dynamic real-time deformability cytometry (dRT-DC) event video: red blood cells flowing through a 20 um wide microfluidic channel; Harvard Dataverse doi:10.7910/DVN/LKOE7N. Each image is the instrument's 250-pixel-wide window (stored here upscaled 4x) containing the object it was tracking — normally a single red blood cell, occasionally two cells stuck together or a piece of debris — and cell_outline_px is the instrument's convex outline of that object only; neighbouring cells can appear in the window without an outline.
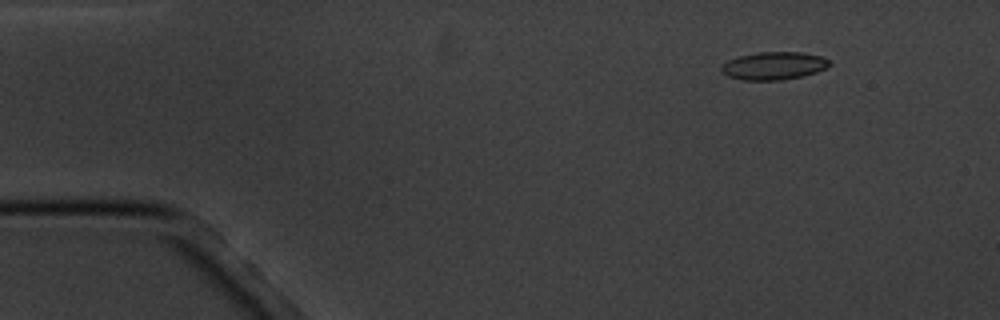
{"species": "common noctule bat (a hibernating species)", "species_latin": "Nyctalus noctula", "temperature_condition": "cold", "stored_images_in_passage": 6, "camera_frame_rate_fps": 3000, "um_per_image_px": 0.085, "animal": {"sex": "male", "body_mass_g": 20.1, "forearm_length_mm": 53.5}, "frame": {"image": 1, "passage_image": 2, "time_ms": 1.333, "image_size_px": [1000, 320], "cell_outline_px": [[832, 64], [828, 68], [804, 76], [780, 80], [744, 80], [728, 76], [720, 72], [720, 68], [728, 60], [740, 56], [756, 52], [800, 52], [820, 56], [828, 60]], "centroid_in_image_um": [65.78, 5.59], "position_along_channel_um": 19.2, "area_um2": 17.57}}
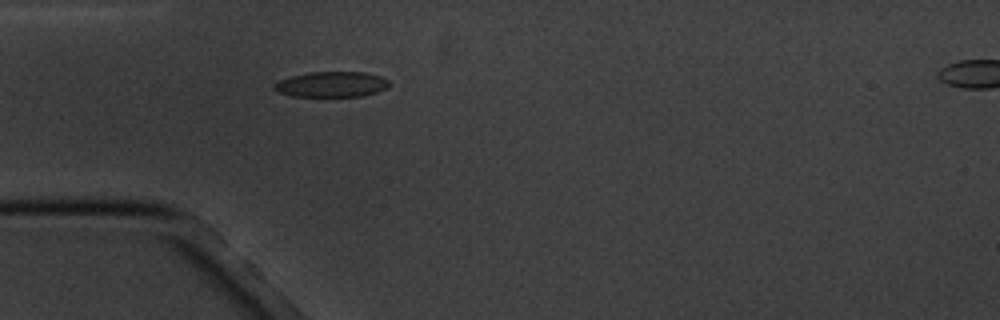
{"frame": {"image": 2, "passage_image": 5, "time_ms": 4.667, "image_size_px": [1000, 320], "cell_outline_px": [[388, 88], [364, 96], [292, 96], [276, 92], [272, 88], [272, 84], [276, 80], [308, 72], [364, 72], [380, 76], [388, 80]], "centroid_in_image_um": [28.12, 7.17], "position_along_channel_um": 56.9, "area_um2": 17.22}}